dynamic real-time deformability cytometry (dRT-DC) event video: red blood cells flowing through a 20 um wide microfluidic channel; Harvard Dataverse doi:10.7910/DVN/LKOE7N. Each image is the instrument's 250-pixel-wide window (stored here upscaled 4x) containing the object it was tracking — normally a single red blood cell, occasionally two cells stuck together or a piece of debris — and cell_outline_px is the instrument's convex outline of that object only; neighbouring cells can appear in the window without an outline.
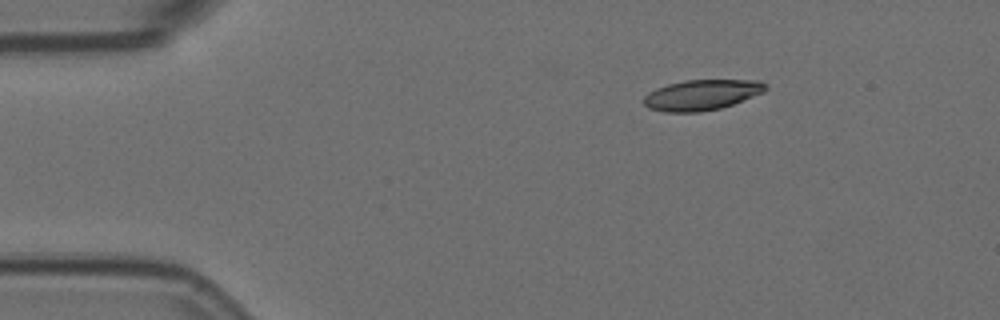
{"species": "Egyptian fruit bat (a non-hibernating species)", "species_latin": "Rousettus aegyptiacus", "temperature_condition": "room temperature", "stored_images_in_passage": 3, "camera_frame_rate_fps": 3000, "um_per_image_px": 0.085, "animal": {"sex": "female"}, "frame": {"image": 1, "passage_image": 1, "time_ms": 0.0, "image_size_px": [1000, 320], "cell_outline_px": [[768, 88], [764, 92], [732, 104], [720, 108], [700, 112], [664, 112], [648, 108], [644, 104], [644, 96], [648, 92], [656, 88], [668, 84], [684, 80], [760, 80], [768, 84]], "centroid_in_image_um": [59.65, 8.06], "position_along_channel_um": 25.4, "area_um2": 21.73}}